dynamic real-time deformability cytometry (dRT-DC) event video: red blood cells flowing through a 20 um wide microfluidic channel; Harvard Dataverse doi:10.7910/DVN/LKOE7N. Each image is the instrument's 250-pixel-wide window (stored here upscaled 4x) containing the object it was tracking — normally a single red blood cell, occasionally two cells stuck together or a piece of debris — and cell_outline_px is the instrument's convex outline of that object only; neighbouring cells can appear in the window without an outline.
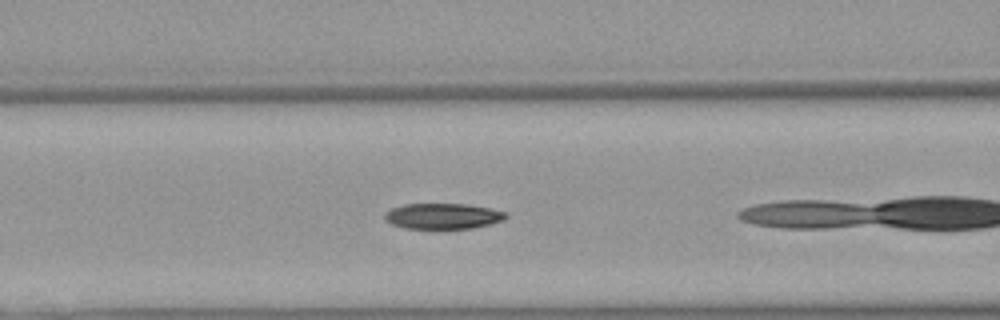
{"species": "Egyptian fruit bat (a non-hibernating species)", "species_latin": "Rousettus aegyptiacus", "temperature_condition": "warm", "stored_images_in_passage": 32, "camera_frame_rate_fps": 3000, "um_per_image_px": 0.085, "animal": {"sex": "female"}, "frame": {"image": 1, "passage_image": 5, "time_ms": 1.333, "image_size_px": [1000, 320], "cell_outline_px": [[508, 216], [504, 220], [472, 228], [444, 232], [404, 228], [392, 224], [384, 220], [384, 212], [392, 208], [404, 204], [464, 204], [488, 208], [508, 212]], "centroid_in_image_um": [37.61, 18.42], "position_along_channel_um": 129.0, "area_um2": 19.02}}
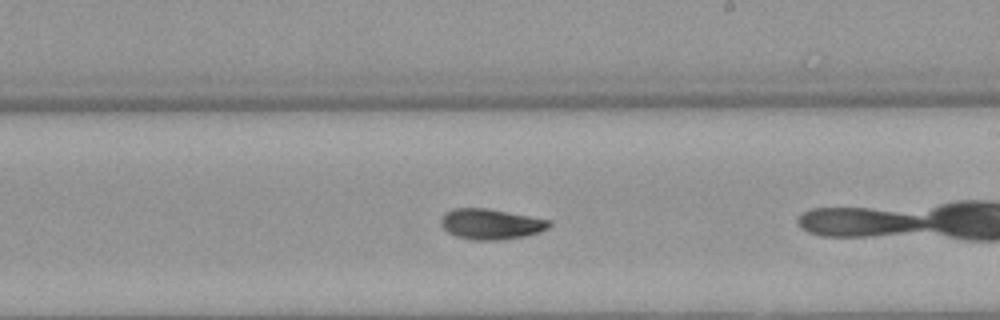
{"frame": {"image": 2, "passage_image": 14, "time_ms": 4.333, "image_size_px": [1000, 320], "cell_outline_px": [[552, 224], [548, 228], [540, 232], [524, 236], [500, 240], [472, 240], [456, 236], [448, 232], [440, 224], [440, 216], [444, 212], [456, 208], [488, 208], [552, 220]], "centroid_in_image_um": [41.72, 19.04], "position_along_channel_um": 247.3, "area_um2": 19.48}}
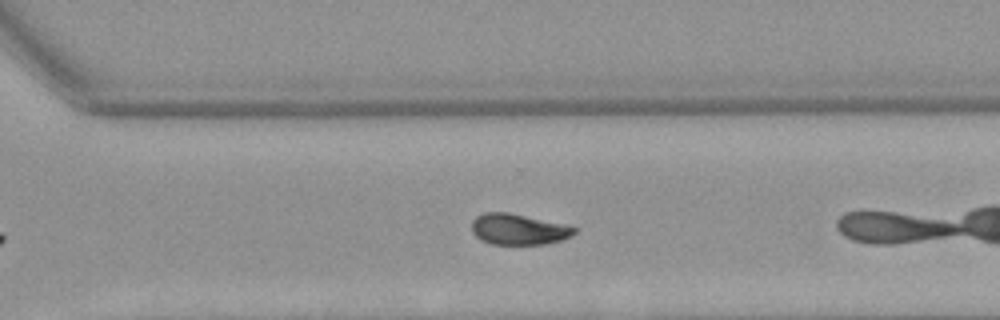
{"frame": {"image": 3, "passage_image": 20, "time_ms": 6.333, "image_size_px": [1000, 320], "cell_outline_px": [[576, 232], [572, 236], [560, 240], [544, 244], [492, 244], [480, 240], [472, 232], [472, 220], [476, 216], [484, 212], [508, 212], [560, 224], [576, 228]], "centroid_in_image_um": [44.01, 19.49], "position_along_channel_um": 326.6, "area_um2": 18.21}, "authors_computed_cell_mechanics": {"area_um2": 18.6694, "velocity_mm_per_s": 3.9536, "shape_relaxation_time_tau1_ms": 4.5205, "shape_relaxation_time_tau2_ms": 6.1777, "deformation_change_tau1": 0.142, "deformation_change_tau2": 0.0997}}